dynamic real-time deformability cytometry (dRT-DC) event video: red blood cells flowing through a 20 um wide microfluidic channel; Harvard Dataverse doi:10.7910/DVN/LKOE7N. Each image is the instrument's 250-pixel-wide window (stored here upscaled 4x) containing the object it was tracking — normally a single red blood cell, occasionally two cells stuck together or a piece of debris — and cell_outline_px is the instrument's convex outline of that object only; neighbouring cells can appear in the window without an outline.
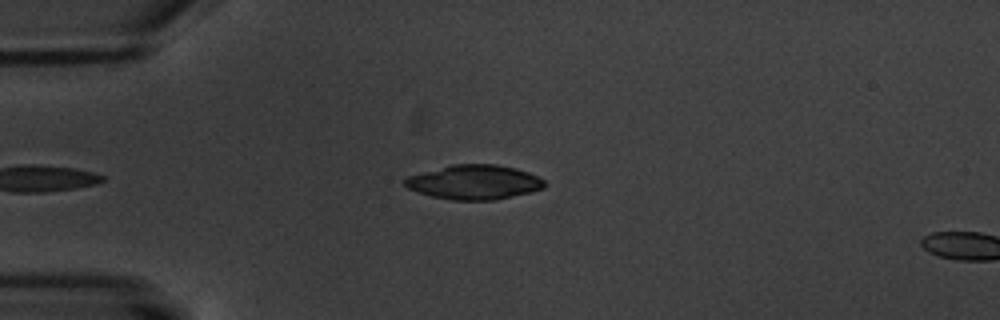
{"species": "common noctule bat (a hibernating species)", "species_latin": "Nyctalus noctula", "temperature_condition": "warm", "stored_images_in_passage": 6, "camera_frame_rate_fps": 3000, "um_per_image_px": 0.085, "animal": {"sex": "male", "body_mass_g": 20.1, "forearm_length_mm": 53.5}, "frame": {"image": 1, "passage_image": 5, "time_ms": 6.667, "image_size_px": [1000, 320], "cell_outline_px": [[548, 184], [544, 188], [532, 192], [492, 200], [452, 200], [432, 196], [416, 192], [408, 188], [404, 184], [404, 180], [408, 176], [452, 164], [496, 164], [516, 168], [528, 172], [544, 180]], "centroid_in_image_um": [40.33, 15.48], "position_along_channel_um": 44.7, "area_um2": 28.03}}